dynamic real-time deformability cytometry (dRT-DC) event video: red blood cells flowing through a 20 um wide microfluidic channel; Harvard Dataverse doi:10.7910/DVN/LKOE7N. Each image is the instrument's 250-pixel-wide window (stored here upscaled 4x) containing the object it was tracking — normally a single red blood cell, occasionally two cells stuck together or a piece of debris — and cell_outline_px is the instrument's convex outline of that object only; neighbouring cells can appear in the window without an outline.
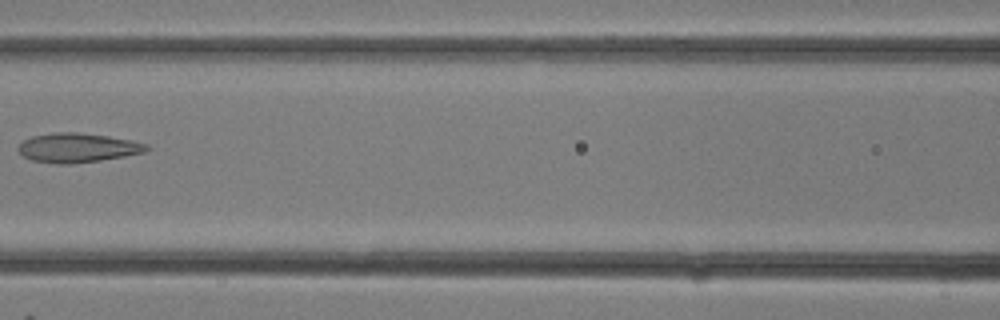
{"species": "common noctule bat (a hibernating species)", "species_latin": "Nyctalus noctula", "temperature_condition": "room temperature", "stored_images_in_passage": 29, "camera_frame_rate_fps": 3000, "um_per_image_px": 0.085, "animal": {"sex": "female"}, "frame": {"image": 1, "passage_image": 13, "time_ms": 4.0, "image_size_px": [1000, 320], "cell_outline_px": [[152, 148], [144, 152], [124, 156], [100, 160], [68, 164], [56, 164], [32, 160], [24, 156], [16, 148], [24, 140], [32, 136], [56, 132], [76, 132], [108, 136], [132, 140], [148, 144]], "centroid_in_image_um": [6.61, 12.55], "position_along_channel_um": 160.0, "area_um2": 21.85}}
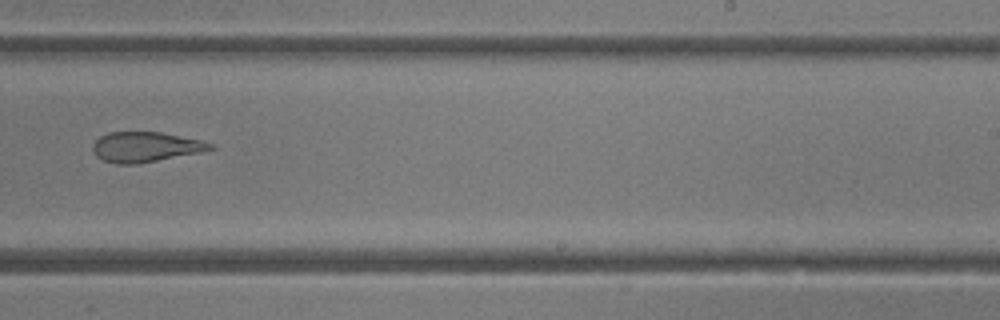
{"frame": {"image": 2, "passage_image": 18, "time_ms": 5.667, "image_size_px": [1000, 320], "cell_outline_px": [[216, 148], [200, 152], [136, 164], [116, 164], [104, 160], [96, 156], [92, 148], [92, 144], [100, 136], [108, 132], [160, 132], [200, 140], [212, 144]], "centroid_in_image_um": [12.33, 12.49], "position_along_channel_um": 276.7, "area_um2": 20.4}}
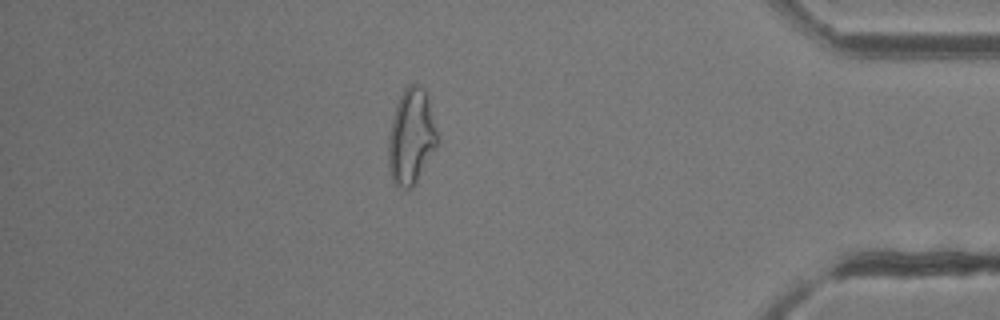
{"frame": {"image": 3, "passage_image": 25, "time_ms": 8.0, "image_size_px": [1000, 320], "cell_outline_px": [[440, 144], [412, 188], [404, 188], [396, 184], [392, 180], [388, 168], [388, 140], [392, 120], [396, 104], [404, 88], [408, 84], [416, 84], [424, 88], [428, 100], [440, 140]], "centroid_in_image_um": [34.97, 11.63], "position_along_channel_um": 400.2, "area_um2": 27.51}}